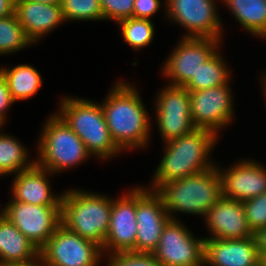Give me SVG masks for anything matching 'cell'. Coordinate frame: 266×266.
Masks as SVG:
<instances>
[{"label":"cell","mask_w":266,"mask_h":266,"mask_svg":"<svg viewBox=\"0 0 266 266\" xmlns=\"http://www.w3.org/2000/svg\"><path fill=\"white\" fill-rule=\"evenodd\" d=\"M221 40L213 38H184L166 60L163 74L171 78L174 86H185L206 60H208L220 46Z\"/></svg>","instance_id":"4fadbf2b"},{"label":"cell","mask_w":266,"mask_h":266,"mask_svg":"<svg viewBox=\"0 0 266 266\" xmlns=\"http://www.w3.org/2000/svg\"><path fill=\"white\" fill-rule=\"evenodd\" d=\"M39 253L40 250L12 222L0 221V264L28 261Z\"/></svg>","instance_id":"44dd1931"},{"label":"cell","mask_w":266,"mask_h":266,"mask_svg":"<svg viewBox=\"0 0 266 266\" xmlns=\"http://www.w3.org/2000/svg\"><path fill=\"white\" fill-rule=\"evenodd\" d=\"M228 170L217 167L221 181L222 196L245 201L266 192V169L259 163L240 161ZM224 172V173H223Z\"/></svg>","instance_id":"2e32d148"},{"label":"cell","mask_w":266,"mask_h":266,"mask_svg":"<svg viewBox=\"0 0 266 266\" xmlns=\"http://www.w3.org/2000/svg\"><path fill=\"white\" fill-rule=\"evenodd\" d=\"M224 62L217 50L208 60L201 64L196 76H193L184 87L188 91H199L228 84L230 82V71Z\"/></svg>","instance_id":"cb8c5ba5"},{"label":"cell","mask_w":266,"mask_h":266,"mask_svg":"<svg viewBox=\"0 0 266 266\" xmlns=\"http://www.w3.org/2000/svg\"><path fill=\"white\" fill-rule=\"evenodd\" d=\"M156 192L161 196L170 219L173 212L205 215L222 197L220 176L215 166L186 178L163 183Z\"/></svg>","instance_id":"277c9868"},{"label":"cell","mask_w":266,"mask_h":266,"mask_svg":"<svg viewBox=\"0 0 266 266\" xmlns=\"http://www.w3.org/2000/svg\"><path fill=\"white\" fill-rule=\"evenodd\" d=\"M170 220L161 196L154 190L136 188V252L152 254Z\"/></svg>","instance_id":"5bb4252c"},{"label":"cell","mask_w":266,"mask_h":266,"mask_svg":"<svg viewBox=\"0 0 266 266\" xmlns=\"http://www.w3.org/2000/svg\"><path fill=\"white\" fill-rule=\"evenodd\" d=\"M108 266H162L150 253L120 252L110 253Z\"/></svg>","instance_id":"4dcf8cb0"},{"label":"cell","mask_w":266,"mask_h":266,"mask_svg":"<svg viewBox=\"0 0 266 266\" xmlns=\"http://www.w3.org/2000/svg\"><path fill=\"white\" fill-rule=\"evenodd\" d=\"M0 74L6 80L14 102L32 97L42 85L40 73L30 65H17L11 69L2 67Z\"/></svg>","instance_id":"7402d4cb"},{"label":"cell","mask_w":266,"mask_h":266,"mask_svg":"<svg viewBox=\"0 0 266 266\" xmlns=\"http://www.w3.org/2000/svg\"><path fill=\"white\" fill-rule=\"evenodd\" d=\"M242 204L248 225L253 233L260 228L266 227V192L242 201Z\"/></svg>","instance_id":"f1b7e54d"},{"label":"cell","mask_w":266,"mask_h":266,"mask_svg":"<svg viewBox=\"0 0 266 266\" xmlns=\"http://www.w3.org/2000/svg\"><path fill=\"white\" fill-rule=\"evenodd\" d=\"M112 199L102 194L70 190L62 194L61 222L68 230L103 248L110 227Z\"/></svg>","instance_id":"3957f363"},{"label":"cell","mask_w":266,"mask_h":266,"mask_svg":"<svg viewBox=\"0 0 266 266\" xmlns=\"http://www.w3.org/2000/svg\"><path fill=\"white\" fill-rule=\"evenodd\" d=\"M28 159L26 148L18 140L0 132V176L32 168L36 161Z\"/></svg>","instance_id":"d4e9b609"},{"label":"cell","mask_w":266,"mask_h":266,"mask_svg":"<svg viewBox=\"0 0 266 266\" xmlns=\"http://www.w3.org/2000/svg\"><path fill=\"white\" fill-rule=\"evenodd\" d=\"M253 238L261 258L266 255V227L260 228L253 233Z\"/></svg>","instance_id":"836d02e7"},{"label":"cell","mask_w":266,"mask_h":266,"mask_svg":"<svg viewBox=\"0 0 266 266\" xmlns=\"http://www.w3.org/2000/svg\"><path fill=\"white\" fill-rule=\"evenodd\" d=\"M213 239H243L253 236L241 201L221 197L204 215Z\"/></svg>","instance_id":"e0dca14e"},{"label":"cell","mask_w":266,"mask_h":266,"mask_svg":"<svg viewBox=\"0 0 266 266\" xmlns=\"http://www.w3.org/2000/svg\"><path fill=\"white\" fill-rule=\"evenodd\" d=\"M3 124H4V123L0 120V129H1V127H2Z\"/></svg>","instance_id":"b9f144b4"},{"label":"cell","mask_w":266,"mask_h":266,"mask_svg":"<svg viewBox=\"0 0 266 266\" xmlns=\"http://www.w3.org/2000/svg\"><path fill=\"white\" fill-rule=\"evenodd\" d=\"M14 14L33 44L65 21L60 4L15 0Z\"/></svg>","instance_id":"d6986e66"},{"label":"cell","mask_w":266,"mask_h":266,"mask_svg":"<svg viewBox=\"0 0 266 266\" xmlns=\"http://www.w3.org/2000/svg\"><path fill=\"white\" fill-rule=\"evenodd\" d=\"M118 24L124 41L134 50L148 46L154 37V25L149 19L131 17Z\"/></svg>","instance_id":"4316f807"},{"label":"cell","mask_w":266,"mask_h":266,"mask_svg":"<svg viewBox=\"0 0 266 266\" xmlns=\"http://www.w3.org/2000/svg\"><path fill=\"white\" fill-rule=\"evenodd\" d=\"M155 99L156 118L164 142L192 132L189 91L183 86L168 85Z\"/></svg>","instance_id":"8fae6325"},{"label":"cell","mask_w":266,"mask_h":266,"mask_svg":"<svg viewBox=\"0 0 266 266\" xmlns=\"http://www.w3.org/2000/svg\"><path fill=\"white\" fill-rule=\"evenodd\" d=\"M46 169L35 164L32 168L15 175L12 188V200L33 205H61L62 195L51 193Z\"/></svg>","instance_id":"ffe728a7"},{"label":"cell","mask_w":266,"mask_h":266,"mask_svg":"<svg viewBox=\"0 0 266 266\" xmlns=\"http://www.w3.org/2000/svg\"><path fill=\"white\" fill-rule=\"evenodd\" d=\"M104 20L120 22L133 17L135 0H99Z\"/></svg>","instance_id":"f546056e"},{"label":"cell","mask_w":266,"mask_h":266,"mask_svg":"<svg viewBox=\"0 0 266 266\" xmlns=\"http://www.w3.org/2000/svg\"><path fill=\"white\" fill-rule=\"evenodd\" d=\"M229 85L189 91L190 109L195 128L218 135L220 128L231 122L234 110Z\"/></svg>","instance_id":"7c38bea8"},{"label":"cell","mask_w":266,"mask_h":266,"mask_svg":"<svg viewBox=\"0 0 266 266\" xmlns=\"http://www.w3.org/2000/svg\"><path fill=\"white\" fill-rule=\"evenodd\" d=\"M261 262L266 266V255H264V256L262 257Z\"/></svg>","instance_id":"f35d334b"},{"label":"cell","mask_w":266,"mask_h":266,"mask_svg":"<svg viewBox=\"0 0 266 266\" xmlns=\"http://www.w3.org/2000/svg\"><path fill=\"white\" fill-rule=\"evenodd\" d=\"M7 219L41 250L61 222V205H33L11 200Z\"/></svg>","instance_id":"ba28073f"},{"label":"cell","mask_w":266,"mask_h":266,"mask_svg":"<svg viewBox=\"0 0 266 266\" xmlns=\"http://www.w3.org/2000/svg\"><path fill=\"white\" fill-rule=\"evenodd\" d=\"M45 266H97L102 248L60 225L40 250Z\"/></svg>","instance_id":"52a82bcc"},{"label":"cell","mask_w":266,"mask_h":266,"mask_svg":"<svg viewBox=\"0 0 266 266\" xmlns=\"http://www.w3.org/2000/svg\"><path fill=\"white\" fill-rule=\"evenodd\" d=\"M101 106L111 139L120 151L146 146L150 120L135 87L118 82Z\"/></svg>","instance_id":"6da1fadb"},{"label":"cell","mask_w":266,"mask_h":266,"mask_svg":"<svg viewBox=\"0 0 266 266\" xmlns=\"http://www.w3.org/2000/svg\"><path fill=\"white\" fill-rule=\"evenodd\" d=\"M261 260L253 236L232 240L204 238L203 264L257 266Z\"/></svg>","instance_id":"ac0fdd59"},{"label":"cell","mask_w":266,"mask_h":266,"mask_svg":"<svg viewBox=\"0 0 266 266\" xmlns=\"http://www.w3.org/2000/svg\"><path fill=\"white\" fill-rule=\"evenodd\" d=\"M136 188L118 200H112L110 227L102 252H136ZM113 250V251H112Z\"/></svg>","instance_id":"9a60e30c"},{"label":"cell","mask_w":266,"mask_h":266,"mask_svg":"<svg viewBox=\"0 0 266 266\" xmlns=\"http://www.w3.org/2000/svg\"><path fill=\"white\" fill-rule=\"evenodd\" d=\"M265 77H264V81H262L264 84L263 85H265V94H266V75H264ZM265 97H266V95H265Z\"/></svg>","instance_id":"ab89813d"},{"label":"cell","mask_w":266,"mask_h":266,"mask_svg":"<svg viewBox=\"0 0 266 266\" xmlns=\"http://www.w3.org/2000/svg\"><path fill=\"white\" fill-rule=\"evenodd\" d=\"M31 44L14 13L0 18V55L18 52Z\"/></svg>","instance_id":"484cf974"},{"label":"cell","mask_w":266,"mask_h":266,"mask_svg":"<svg viewBox=\"0 0 266 266\" xmlns=\"http://www.w3.org/2000/svg\"><path fill=\"white\" fill-rule=\"evenodd\" d=\"M252 35L266 38V0H223Z\"/></svg>","instance_id":"603a6c76"},{"label":"cell","mask_w":266,"mask_h":266,"mask_svg":"<svg viewBox=\"0 0 266 266\" xmlns=\"http://www.w3.org/2000/svg\"><path fill=\"white\" fill-rule=\"evenodd\" d=\"M14 3L15 0H0V18L14 13Z\"/></svg>","instance_id":"d590c367"},{"label":"cell","mask_w":266,"mask_h":266,"mask_svg":"<svg viewBox=\"0 0 266 266\" xmlns=\"http://www.w3.org/2000/svg\"><path fill=\"white\" fill-rule=\"evenodd\" d=\"M178 219H170L152 253L162 266H201L204 238L197 239Z\"/></svg>","instance_id":"9c48e42d"},{"label":"cell","mask_w":266,"mask_h":266,"mask_svg":"<svg viewBox=\"0 0 266 266\" xmlns=\"http://www.w3.org/2000/svg\"><path fill=\"white\" fill-rule=\"evenodd\" d=\"M38 142L36 164L51 174L84 162L89 153L79 136L55 113L46 120Z\"/></svg>","instance_id":"8992f818"},{"label":"cell","mask_w":266,"mask_h":266,"mask_svg":"<svg viewBox=\"0 0 266 266\" xmlns=\"http://www.w3.org/2000/svg\"><path fill=\"white\" fill-rule=\"evenodd\" d=\"M160 6V0H135L133 17L150 20Z\"/></svg>","instance_id":"1f68e13d"},{"label":"cell","mask_w":266,"mask_h":266,"mask_svg":"<svg viewBox=\"0 0 266 266\" xmlns=\"http://www.w3.org/2000/svg\"><path fill=\"white\" fill-rule=\"evenodd\" d=\"M64 20H104L99 0H61Z\"/></svg>","instance_id":"83f0119b"},{"label":"cell","mask_w":266,"mask_h":266,"mask_svg":"<svg viewBox=\"0 0 266 266\" xmlns=\"http://www.w3.org/2000/svg\"><path fill=\"white\" fill-rule=\"evenodd\" d=\"M14 101L10 95L8 84L3 76L0 74V120L4 123L6 111Z\"/></svg>","instance_id":"d6a6232c"},{"label":"cell","mask_w":266,"mask_h":266,"mask_svg":"<svg viewBox=\"0 0 266 266\" xmlns=\"http://www.w3.org/2000/svg\"><path fill=\"white\" fill-rule=\"evenodd\" d=\"M30 1L45 3V4H61V0H30Z\"/></svg>","instance_id":"8d00e7d4"},{"label":"cell","mask_w":266,"mask_h":266,"mask_svg":"<svg viewBox=\"0 0 266 266\" xmlns=\"http://www.w3.org/2000/svg\"><path fill=\"white\" fill-rule=\"evenodd\" d=\"M217 135L207 129L192 132L165 142L164 156L157 166L152 190L168 183L215 167L207 157L215 146Z\"/></svg>","instance_id":"7a4b0ae2"},{"label":"cell","mask_w":266,"mask_h":266,"mask_svg":"<svg viewBox=\"0 0 266 266\" xmlns=\"http://www.w3.org/2000/svg\"><path fill=\"white\" fill-rule=\"evenodd\" d=\"M7 219V205L2 209V212H0V221Z\"/></svg>","instance_id":"74e56055"},{"label":"cell","mask_w":266,"mask_h":266,"mask_svg":"<svg viewBox=\"0 0 266 266\" xmlns=\"http://www.w3.org/2000/svg\"><path fill=\"white\" fill-rule=\"evenodd\" d=\"M0 266H45L43 257L39 253L36 257L23 262H5L0 264Z\"/></svg>","instance_id":"e575fe53"},{"label":"cell","mask_w":266,"mask_h":266,"mask_svg":"<svg viewBox=\"0 0 266 266\" xmlns=\"http://www.w3.org/2000/svg\"><path fill=\"white\" fill-rule=\"evenodd\" d=\"M214 0H167L169 19L189 32L184 38H221V22Z\"/></svg>","instance_id":"30bf717a"},{"label":"cell","mask_w":266,"mask_h":266,"mask_svg":"<svg viewBox=\"0 0 266 266\" xmlns=\"http://www.w3.org/2000/svg\"><path fill=\"white\" fill-rule=\"evenodd\" d=\"M257 266H265L262 262H260Z\"/></svg>","instance_id":"60d3db41"},{"label":"cell","mask_w":266,"mask_h":266,"mask_svg":"<svg viewBox=\"0 0 266 266\" xmlns=\"http://www.w3.org/2000/svg\"><path fill=\"white\" fill-rule=\"evenodd\" d=\"M58 115L79 136L88 153L105 159L121 151L112 141L100 104L81 99L65 97Z\"/></svg>","instance_id":"5b68a950"}]
</instances>
